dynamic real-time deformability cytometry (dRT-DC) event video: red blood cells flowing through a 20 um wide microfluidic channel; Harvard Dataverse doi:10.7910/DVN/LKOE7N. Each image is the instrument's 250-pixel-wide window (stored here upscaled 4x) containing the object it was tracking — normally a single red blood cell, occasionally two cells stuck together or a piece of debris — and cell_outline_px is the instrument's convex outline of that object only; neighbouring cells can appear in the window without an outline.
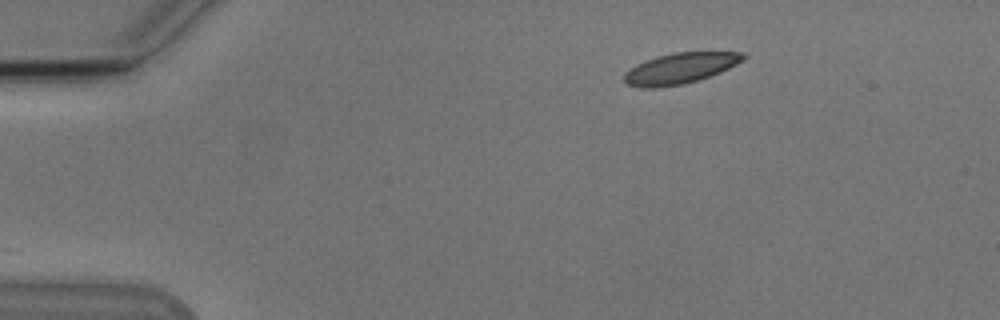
{"species": "Egyptian fruit bat (a non-hibernating species)", "species_latin": "Rousettus aegyptiacus", "temperature_condition": "cold", "stored_images_in_passage": 46, "camera_frame_rate_fps": 3000, "um_per_image_px": 0.085, "animal": {"sex": "male"}, "frame": {"image": 1, "passage_image": 1, "time_ms": 0.0, "image_size_px": [1000, 320], "cell_outline_px": [[748, 56], [744, 60], [720, 72], [696, 80], [680, 84], [652, 88], [644, 88], [628, 84], [624, 80], [624, 72], [636, 64], [644, 60], [656, 56], [672, 52], [744, 52]], "centroid_in_image_um": [57.8, 5.78], "position_along_channel_um": 27.2, "area_um2": 21.21}}
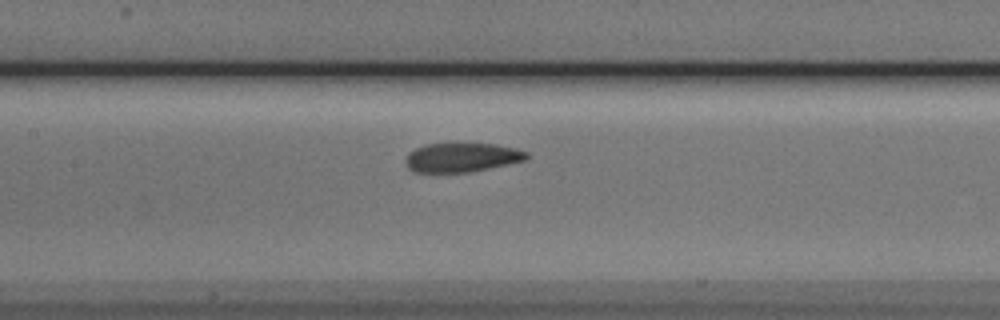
{"frame": {"image": 2, "passage_image": 18, "time_ms": 5.667, "image_size_px": [1000, 320], "cell_outline_px": [[528, 160], [468, 172], [412, 172], [408, 168], [404, 160], [408, 152], [416, 148], [428, 144], [496, 144], [516, 148], [528, 152]], "centroid_in_image_um": [39.25, 13.38], "position_along_channel_um": 168.1, "area_um2": 20.52}}
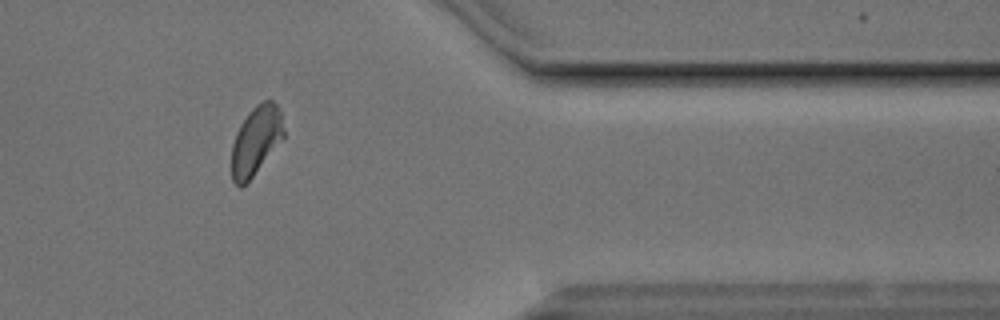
{"frame": {"image": 3, "passage_image": 37, "time_ms": 12.0, "image_size_px": [1000, 320], "cell_outline_px": [[284, 136], [252, 176], [240, 188], [232, 180], [232, 144], [236, 132], [240, 124], [248, 112], [256, 104], [264, 100], [272, 100], [276, 104], [280, 112], [284, 128]], "centroid_in_image_um": [21.74, 11.91], "position_along_channel_um": 389.7, "area_um2": 20.52}, "authors_computed_cell_mechanics": {"area_um2": 21.4438, "velocity_mm_per_s": 3.7889, "shape_relaxation_time_tau1_ms": 4.4999, "shape_relaxation_time_tau2_ms": 1.6708, "deformation_change_tau1": 0.1234, "deformation_change_tau2": 0.0503}}